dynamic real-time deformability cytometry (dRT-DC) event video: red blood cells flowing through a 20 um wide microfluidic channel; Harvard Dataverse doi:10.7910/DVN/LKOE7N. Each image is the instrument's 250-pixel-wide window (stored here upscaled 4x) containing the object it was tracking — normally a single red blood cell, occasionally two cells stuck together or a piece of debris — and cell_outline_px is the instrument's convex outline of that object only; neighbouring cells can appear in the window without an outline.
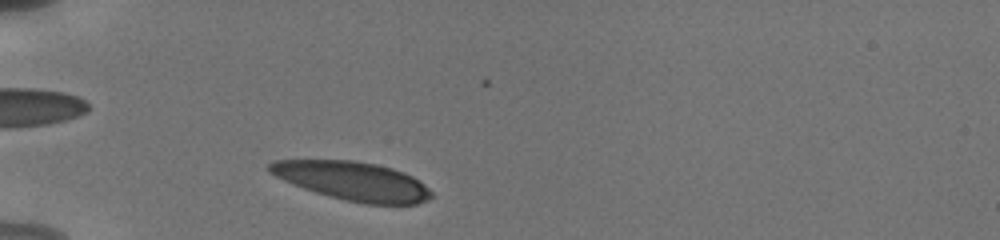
{"species": "human", "species_latin": "Homo sapiens", "temperature_condition": "cold", "stored_images_in_passage": 34, "camera_frame_rate_fps": 3000, "um_per_image_px": 0.085, "donor": {"sex": "male"}, "frame": {"image": 1, "passage_image": 1, "time_ms": 0.0, "image_size_px": [1000, 240], "cell_outline_px": [[432, 196], [428, 200], [416, 204], [364, 204], [344, 200], [328, 196], [304, 188], [284, 180], [268, 172], [268, 164], [272, 160], [352, 160], [376, 164], [392, 168], [404, 172], [412, 176], [424, 184], [432, 192]], "centroid_in_image_um": [29.99, 15.38], "position_along_channel_um": 55.0, "area_um2": 36.47}}
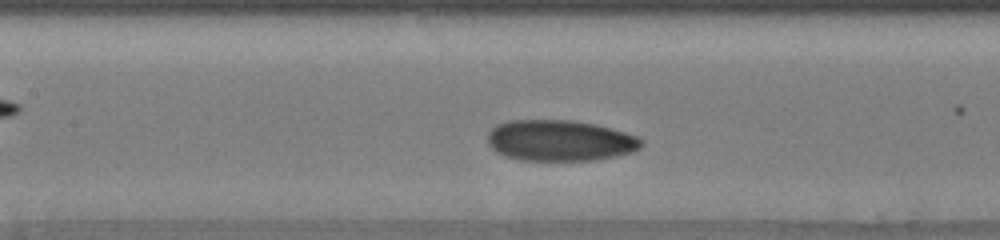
{"frame": {"image": 2, "passage_image": 11, "time_ms": 3.333, "image_size_px": [1000, 240], "cell_outline_px": [[644, 144], [640, 148], [632, 152], [616, 156], [596, 160], [520, 160], [504, 156], [496, 152], [488, 144], [488, 132], [496, 124], [508, 120], [572, 120], [596, 124], [612, 128], [636, 136], [644, 140]], "centroid_in_image_um": [47.59, 11.94], "position_along_channel_um": 159.8, "area_um2": 37.05}}
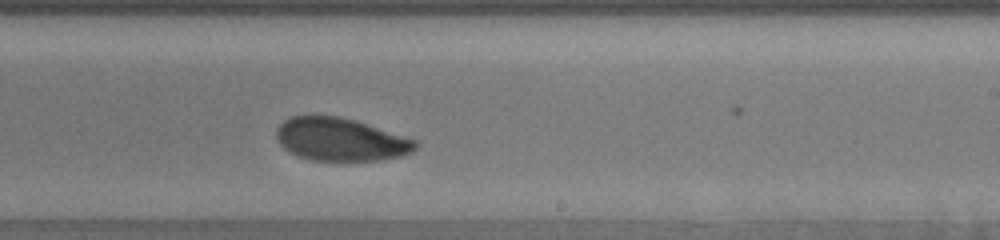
{"frame": {"image": 3, "passage_image": 19, "time_ms": 6.0, "image_size_px": [1000, 240], "cell_outline_px": [[420, 144], [412, 152], [400, 156], [384, 160], [312, 160], [288, 152], [280, 144], [276, 136], [276, 128], [284, 120], [292, 116], [340, 116], [416, 140]], "centroid_in_image_um": [28.93, 11.86], "position_along_channel_um": 260.1, "area_um2": 34.45}, "authors_computed_cell_mechanics": {"area_um2": 36.3273, "velocity_mm_per_s": 3.7747, "shape_relaxation_time_tau1_ms": 2.7357, "shape_relaxation_time_tau2_ms": 1.3135, "deformation_change_tau1": 0.1123, "deformation_change_tau2": 0.0572}}